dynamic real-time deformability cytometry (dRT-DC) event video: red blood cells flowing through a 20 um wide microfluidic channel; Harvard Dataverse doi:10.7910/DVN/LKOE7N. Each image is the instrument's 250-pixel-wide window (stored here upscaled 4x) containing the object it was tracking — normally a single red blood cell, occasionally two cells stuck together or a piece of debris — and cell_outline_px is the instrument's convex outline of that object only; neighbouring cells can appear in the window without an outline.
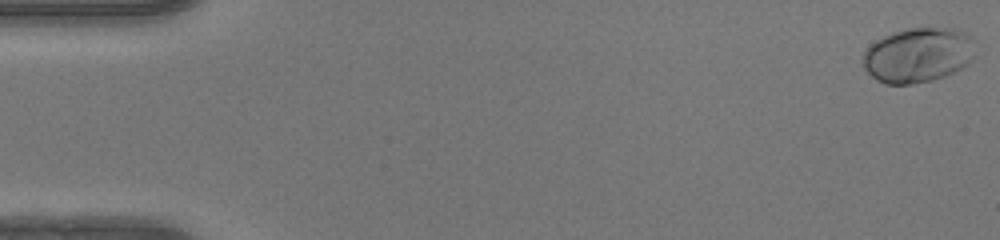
{"species": "human", "species_latin": "Homo sapiens", "temperature_condition": "warm", "stored_images_in_passage": 50, "camera_frame_rate_fps": 3000, "um_per_image_px": 0.085, "donor": {"sex": "female"}, "frame": {"image": 1, "passage_image": 1, "time_ms": 0.0, "image_size_px": [1000, 240], "cell_outline_px": [[972, 60], [968, 64], [944, 76], [932, 80], [912, 84], [884, 84], [876, 80], [864, 68], [864, 52], [876, 40], [892, 32], [904, 28], [952, 28], [964, 32], [968, 36]], "centroid_in_image_um": [77.96, 4.69], "position_along_channel_um": 7.0, "area_um2": 35.26}}
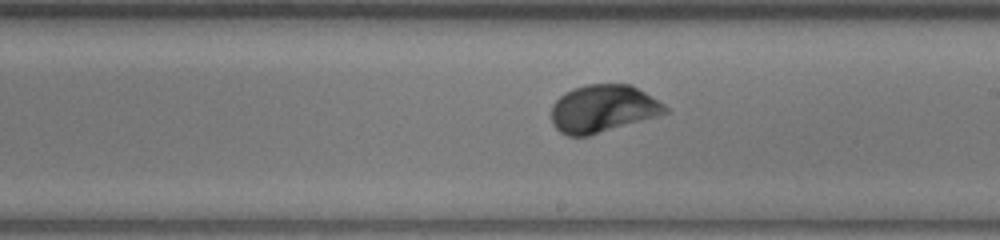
{"frame": {"image": 2, "passage_image": 29, "time_ms": 9.333, "image_size_px": [1000, 240], "cell_outline_px": [[668, 112], [656, 116], [588, 136], [568, 136], [560, 132], [552, 124], [552, 104], [564, 92], [584, 84], [632, 84], [664, 104], [668, 108]], "centroid_in_image_um": [51.22, 9.23], "position_along_channel_um": 237.8, "area_um2": 31.44}}
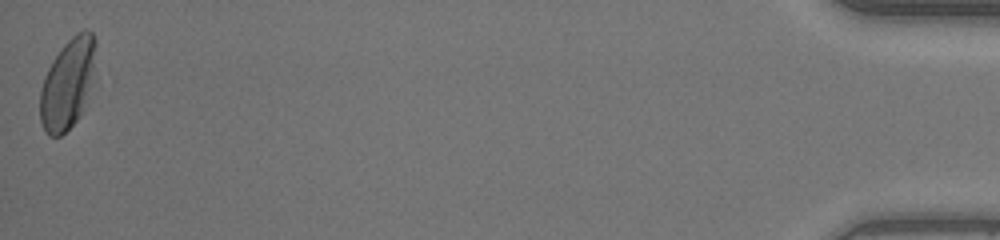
{"frame": {"image": 3, "passage_image": 50, "time_ms": 16.333, "image_size_px": [1000, 240], "cell_outline_px": [[96, 76], [80, 116], [60, 136], [48, 136], [40, 120], [40, 88], [44, 76], [52, 60], [64, 44], [76, 32], [84, 28], [92, 32], [96, 44]], "centroid_in_image_um": [5.79, 7.07], "position_along_channel_um": 429.4, "area_um2": 29.82}, "authors_computed_cell_mechanics": {"area_um2": 30.5184, "velocity_mm_per_s": 4.1718, "shape_relaxation_time_tau1_ms": 1.4788, "shape_relaxation_time_tau2_ms": null, "deformation_change_tau1": 0.1131, "deformation_change_tau2": null}}